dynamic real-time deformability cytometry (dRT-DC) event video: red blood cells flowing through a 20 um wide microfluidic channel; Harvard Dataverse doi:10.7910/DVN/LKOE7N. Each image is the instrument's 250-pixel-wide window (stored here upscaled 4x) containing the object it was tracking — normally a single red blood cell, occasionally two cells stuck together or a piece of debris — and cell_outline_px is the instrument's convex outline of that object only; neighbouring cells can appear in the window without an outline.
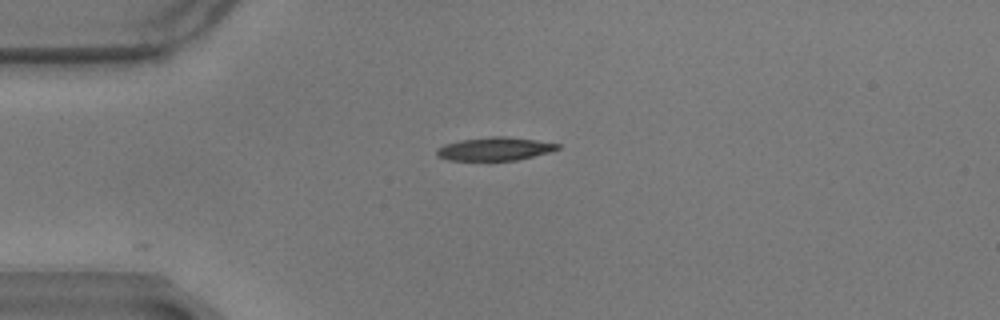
{"species": "common noctule bat (a hibernating species)", "species_latin": "Nyctalus noctula", "temperature_condition": "warm", "stored_images_in_passage": 9, "camera_frame_rate_fps": 3000, "um_per_image_px": 0.085, "animal": {"sex": "male", "body_mass_g": 17.9}, "frame": {"image": 1, "passage_image": 1, "time_ms": 0.0, "image_size_px": [1000, 320], "cell_outline_px": [[560, 148], [548, 152], [516, 160], [448, 160], [436, 156], [436, 148], [444, 144], [460, 140], [492, 136], [504, 136], [536, 140], [560, 144]], "centroid_in_image_um": [42.0, 12.65], "position_along_channel_um": 43.0, "area_um2": 16.3}}
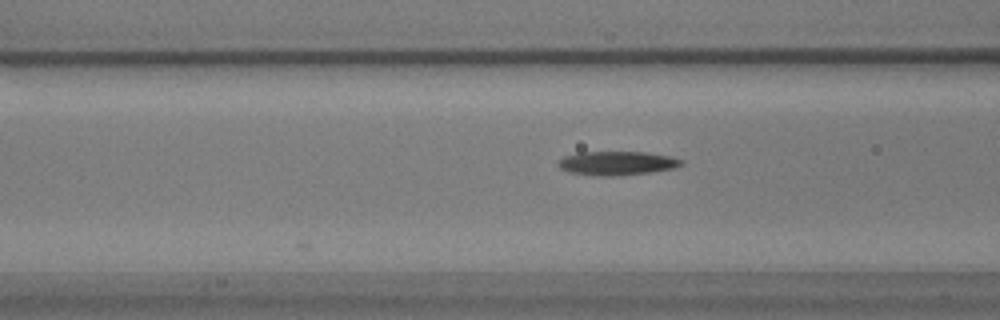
{"frame": {"image": 2, "passage_image": 9, "time_ms": 2.667, "image_size_px": [1000, 320], "cell_outline_px": [[684, 164], [676, 168], [648, 172], [612, 176], [596, 176], [568, 172], [560, 168], [556, 164], [564, 156], [580, 152], [644, 152], [668, 156], [684, 160]], "centroid_in_image_um": [52.43, 13.87], "position_along_channel_um": 114.2, "area_um2": 17.11}}